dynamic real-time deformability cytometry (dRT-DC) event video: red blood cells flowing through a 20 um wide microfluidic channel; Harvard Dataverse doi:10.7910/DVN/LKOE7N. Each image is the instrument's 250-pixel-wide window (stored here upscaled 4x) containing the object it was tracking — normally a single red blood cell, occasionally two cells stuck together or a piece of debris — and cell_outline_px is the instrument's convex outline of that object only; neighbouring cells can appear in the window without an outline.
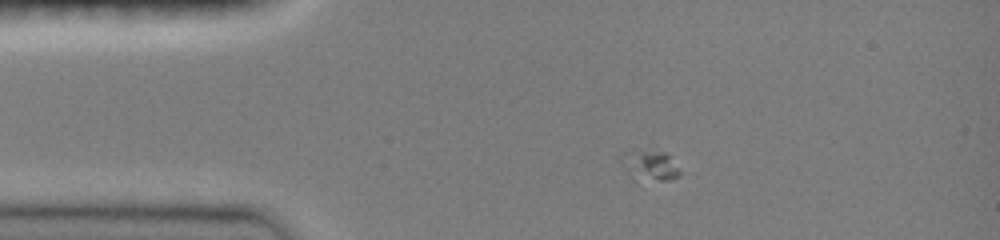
{"species": "common noctule bat (a hibernating species)", "species_latin": "Nyctalus noctula", "temperature_condition": "room temperature", "stored_images_in_passage": 41, "camera_frame_rate_fps": 3000, "um_per_image_px": 0.085, "animal": {"sex": "female", "body_mass_g": 19.0, "forearm_length_mm": 51.5}, "frame": {"image": 1, "passage_image": 1, "time_ms": 0.0, "image_size_px": [1000, 240], "cell_outline_px": [[680, 176], [668, 180], [636, 184], [632, 180], [620, 164], [620, 156], [644, 152], [664, 152], [668, 156], [680, 172]], "centroid_in_image_um": [55.18, 14.21], "position_along_channel_um": 29.8, "area_um2": 10.35}}
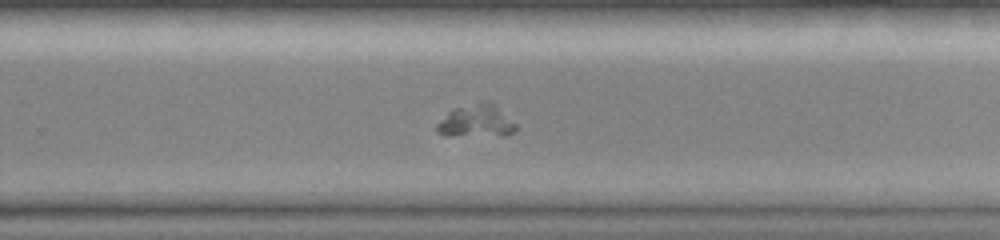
{"frame": {"image": 2, "passage_image": 24, "time_ms": 7.667, "image_size_px": [1000, 240], "cell_outline_px": [[516, 128], [508, 136], [448, 136], [436, 132], [436, 124], [452, 108], [484, 100], [488, 100], [496, 104], [516, 124]], "centroid_in_image_um": [40.48, 10.29], "position_along_channel_um": 289.3, "area_um2": 15.49}}
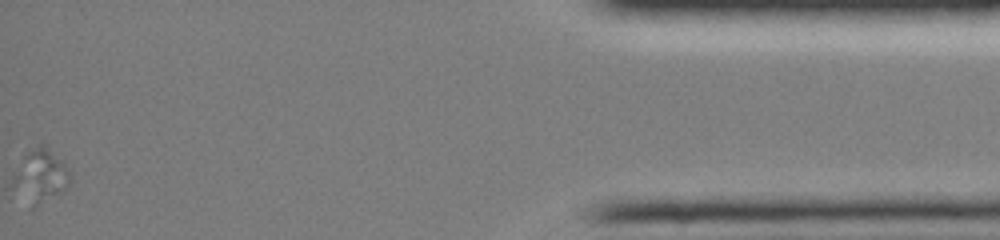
{"frame": {"image": 3, "passage_image": 41, "time_ms": 13.333, "image_size_px": [1000, 240], "cell_outline_px": [[72, 180], [64, 188], [56, 192], [40, 196], [24, 156], [24, 152], [40, 144], [44, 144], [68, 168], [72, 176]], "centroid_in_image_um": [4.0, 14.46], "position_along_channel_um": 431.2, "area_um2": 11.1}}